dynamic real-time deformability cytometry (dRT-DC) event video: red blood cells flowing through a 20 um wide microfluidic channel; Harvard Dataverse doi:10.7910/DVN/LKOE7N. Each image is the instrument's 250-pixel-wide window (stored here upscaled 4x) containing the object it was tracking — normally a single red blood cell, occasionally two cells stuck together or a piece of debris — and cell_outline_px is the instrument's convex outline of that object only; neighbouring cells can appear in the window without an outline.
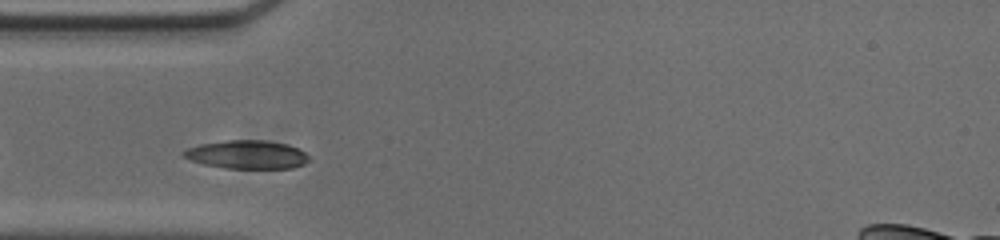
{"species": "common noctule bat (a hibernating species)", "species_latin": "Nyctalus noctula", "temperature_condition": "cold", "stored_images_in_passage": 7, "camera_frame_rate_fps": 3000, "um_per_image_px": 0.085, "animal": {"sex": "male", "body_mass_g": 20.0, "forearm_length_mm": 53.3}, "frame": {"image": 1, "passage_image": 3, "time_ms": 0.667, "image_size_px": [1000, 240], "cell_outline_px": [[308, 160], [304, 164], [292, 168], [224, 168], [204, 164], [192, 160], [184, 156], [184, 152], [188, 148], [200, 144], [224, 140], [264, 140], [288, 144], [300, 148], [308, 156]], "centroid_in_image_um": [21.03, 13.13], "position_along_channel_um": 64.0, "area_um2": 20.63}}
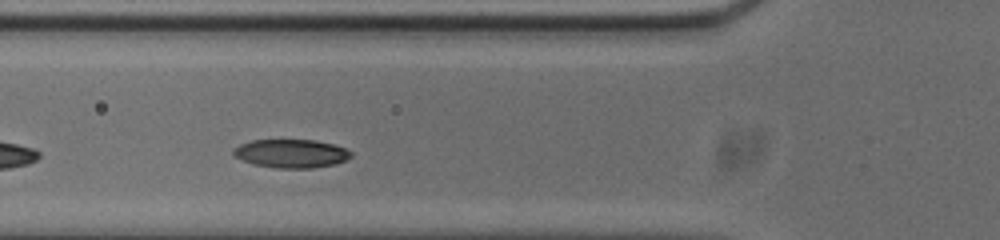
{"frame": {"image": 2, "passage_image": 6, "time_ms": 1.667, "image_size_px": [1000, 240], "cell_outline_px": [[352, 156], [336, 164], [312, 168], [276, 168], [256, 164], [240, 160], [232, 156], [232, 148], [240, 144], [252, 140], [312, 140], [332, 144], [344, 148], [352, 152]], "centroid_in_image_um": [24.7, 13.05], "position_along_channel_um": 101.1, "area_um2": 19.54}}